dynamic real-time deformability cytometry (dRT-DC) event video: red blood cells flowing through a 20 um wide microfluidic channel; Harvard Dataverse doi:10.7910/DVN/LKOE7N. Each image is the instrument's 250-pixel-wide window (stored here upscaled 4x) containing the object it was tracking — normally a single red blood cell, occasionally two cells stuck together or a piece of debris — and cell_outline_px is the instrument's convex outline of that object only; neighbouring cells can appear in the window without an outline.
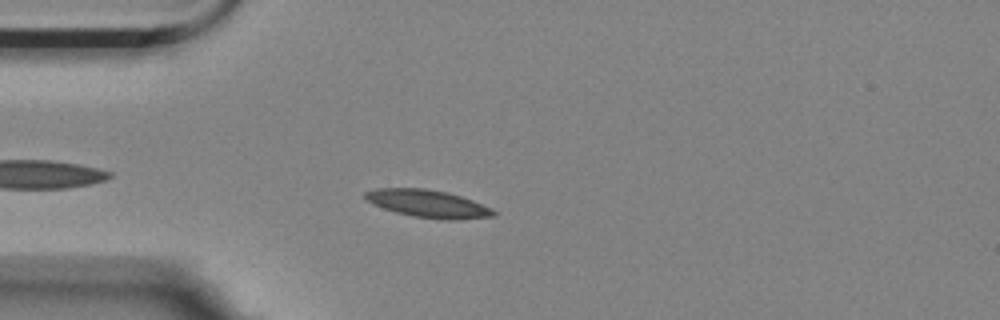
{"species": "Egyptian fruit bat (a non-hibernating species)", "species_latin": "Rousettus aegyptiacus", "temperature_condition": "room temperature", "stored_images_in_passage": 36, "camera_frame_rate_fps": 3000, "um_per_image_px": 0.085, "animal": {"sex": "female"}, "frame": {"image": 1, "passage_image": 6, "time_ms": 1.667, "image_size_px": [1000, 320], "cell_outline_px": [[496, 216], [460, 220], [444, 220], [412, 216], [396, 212], [372, 204], [364, 196], [364, 192], [376, 188], [424, 188], [448, 192], [472, 200], [492, 208], [496, 212]], "centroid_in_image_um": [36.4, 17.32], "position_along_channel_um": 48.6, "area_um2": 20.75}}
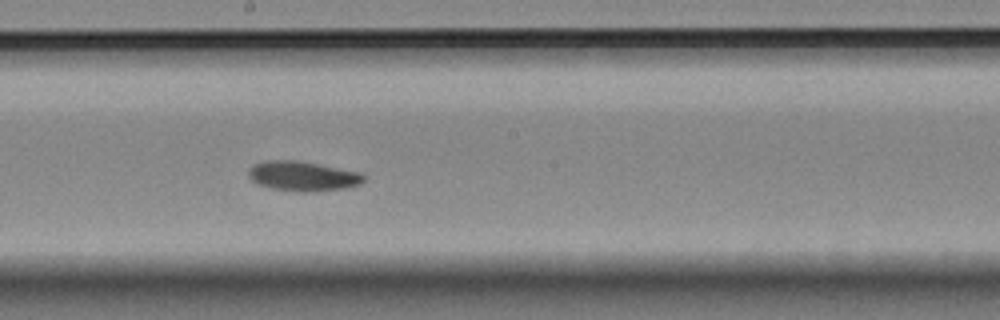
{"frame": {"image": 2, "passage_image": 22, "time_ms": 7.0, "image_size_px": [1000, 320], "cell_outline_px": [[364, 180], [360, 184], [344, 188], [308, 192], [304, 192], [272, 188], [256, 184], [248, 176], [248, 168], [256, 164], [268, 160], [296, 160], [364, 172]], "centroid_in_image_um": [25.75, 14.96], "position_along_channel_um": 222.5, "area_um2": 20.0}}
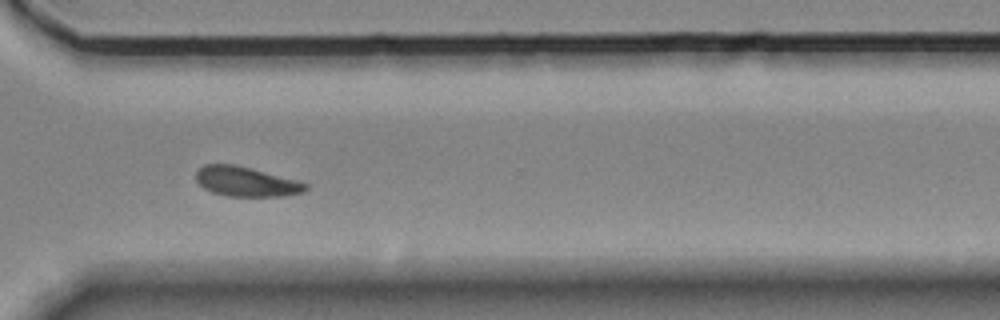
{"frame": {"image": 3, "passage_image": 33, "time_ms": 10.667, "image_size_px": [1000, 320], "cell_outline_px": [[308, 188], [304, 192], [284, 196], [228, 196], [212, 192], [204, 188], [196, 180], [196, 172], [204, 164], [232, 164], [296, 180], [308, 184]], "centroid_in_image_um": [20.91, 15.45], "position_along_channel_um": 349.7, "area_um2": 18.67}, "authors_computed_cell_mechanics": {"area_um2": 19.652, "velocity_mm_per_s": 3.471, "shape_relaxation_time_tau1_ms": 3.8456, "shape_relaxation_time_tau2_ms": null, "deformation_change_tau1": 0.1111, "deformation_change_tau2": null}}